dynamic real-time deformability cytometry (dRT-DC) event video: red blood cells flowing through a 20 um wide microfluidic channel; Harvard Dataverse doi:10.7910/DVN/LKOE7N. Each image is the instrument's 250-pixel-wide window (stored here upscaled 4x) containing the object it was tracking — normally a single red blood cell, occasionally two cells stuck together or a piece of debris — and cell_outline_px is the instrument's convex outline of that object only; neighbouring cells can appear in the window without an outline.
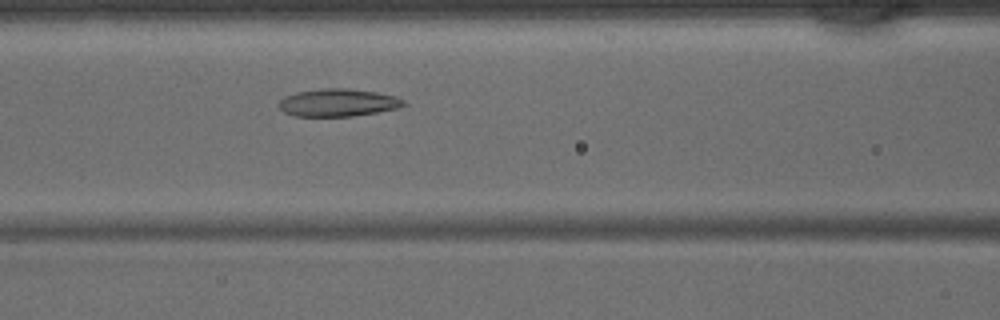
{"species": "common noctule bat (a hibernating species)", "species_latin": "Nyctalus noctula", "temperature_condition": "warm", "stored_images_in_passage": 40, "camera_frame_rate_fps": 3000, "um_per_image_px": 0.085, "animal": {"sex": "male", "body_mass_g": 15.6}, "frame": {"image": 1, "passage_image": 14, "time_ms": 4.333, "image_size_px": [1000, 320], "cell_outline_px": [[408, 104], [396, 108], [376, 112], [352, 116], [292, 116], [284, 112], [276, 104], [284, 96], [296, 92], [324, 88], [348, 88], [376, 92], [396, 96], [404, 100]], "centroid_in_image_um": [28.7, 8.72], "position_along_channel_um": 137.9, "area_um2": 20.17}}
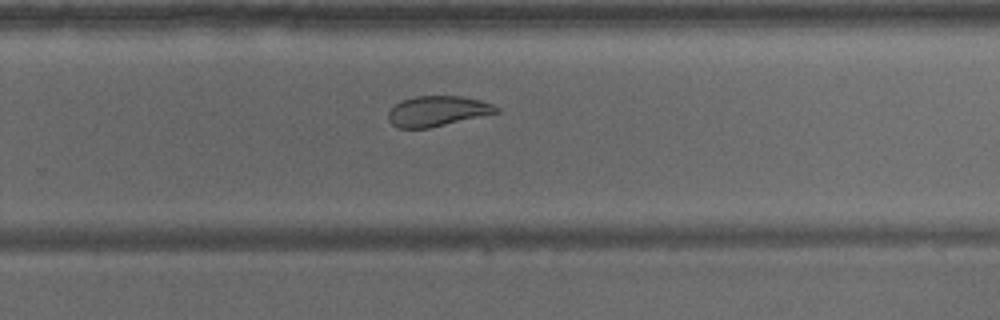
{"frame": {"image": 2, "passage_image": 24, "time_ms": 7.667, "image_size_px": [1000, 320], "cell_outline_px": [[500, 112], [428, 128], [396, 128], [388, 120], [388, 112], [400, 100], [416, 96], [460, 96], [480, 100], [492, 104], [500, 108]], "centroid_in_image_um": [37.17, 9.44], "position_along_channel_um": 292.6, "area_um2": 19.02}}
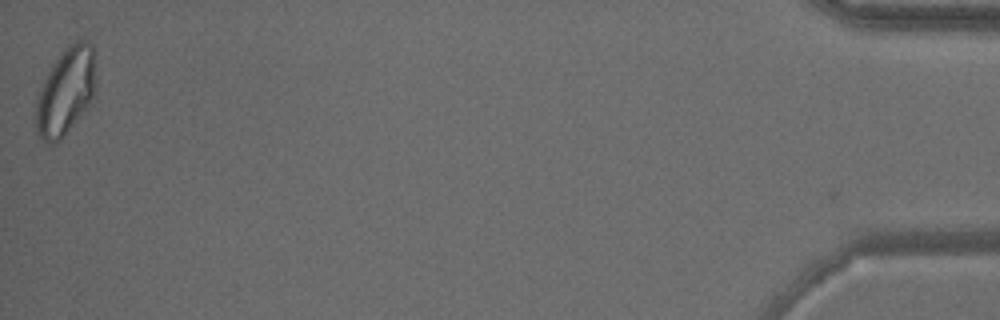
{"frame": {"image": 3, "passage_image": 39, "time_ms": 12.667, "image_size_px": [1000, 320], "cell_outline_px": [[96, 88], [88, 104], [60, 140], [52, 144], [48, 144], [40, 136], [32, 120], [36, 96], [52, 64], [68, 44], [80, 40], [88, 40], [92, 44], [96, 52]], "centroid_in_image_um": [5.57, 7.72], "position_along_channel_um": 429.6, "area_um2": 30.92}}